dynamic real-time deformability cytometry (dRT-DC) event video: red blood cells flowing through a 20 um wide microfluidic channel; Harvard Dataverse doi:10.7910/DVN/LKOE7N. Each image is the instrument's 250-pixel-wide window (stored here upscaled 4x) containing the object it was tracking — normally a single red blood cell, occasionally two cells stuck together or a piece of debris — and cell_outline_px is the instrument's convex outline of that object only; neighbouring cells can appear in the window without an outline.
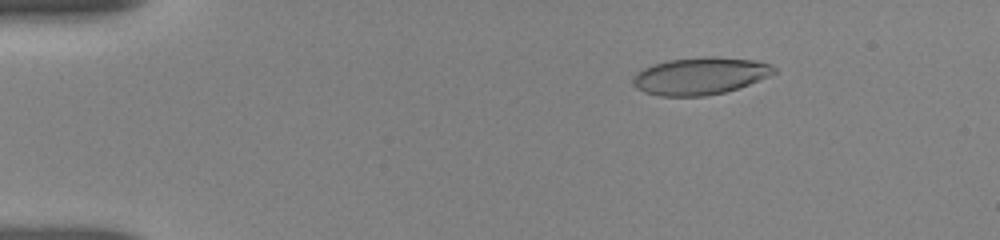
{"species": "human", "species_latin": "Homo sapiens", "temperature_condition": "room temperature", "stored_images_in_passage": 18, "camera_frame_rate_fps": 3000, "um_per_image_px": 0.085, "donor": {"sex": "female"}, "frame": {"image": 1, "passage_image": 7, "time_ms": 2.333, "image_size_px": [1000, 240], "cell_outline_px": [[776, 72], [768, 76], [748, 84], [724, 92], [704, 96], [660, 96], [644, 92], [636, 88], [632, 84], [632, 80], [636, 72], [644, 68], [668, 60], [712, 56], [716, 56], [752, 60], [768, 64], [776, 68]], "centroid_in_image_um": [59.47, 6.46], "position_along_channel_um": 25.5, "area_um2": 30.29}}
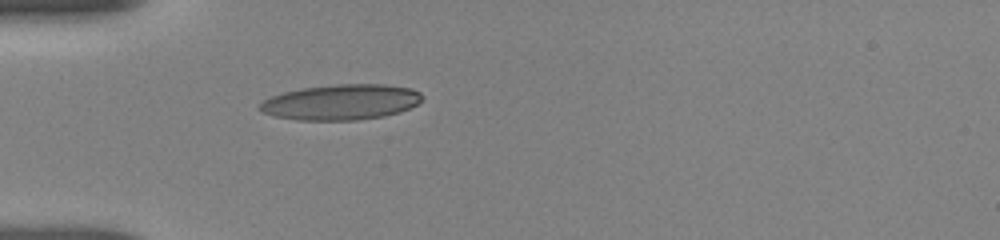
{"frame": {"image": 2, "passage_image": 15, "time_ms": 5.0, "image_size_px": [1000, 240], "cell_outline_px": [[424, 96], [416, 104], [400, 112], [384, 116], [356, 120], [296, 120], [276, 116], [264, 112], [260, 108], [260, 104], [264, 100], [272, 96], [284, 92], [304, 88], [336, 84], [384, 84], [412, 88], [420, 92]], "centroid_in_image_um": [29.03, 8.68], "position_along_channel_um": 56.0, "area_um2": 33.35}}